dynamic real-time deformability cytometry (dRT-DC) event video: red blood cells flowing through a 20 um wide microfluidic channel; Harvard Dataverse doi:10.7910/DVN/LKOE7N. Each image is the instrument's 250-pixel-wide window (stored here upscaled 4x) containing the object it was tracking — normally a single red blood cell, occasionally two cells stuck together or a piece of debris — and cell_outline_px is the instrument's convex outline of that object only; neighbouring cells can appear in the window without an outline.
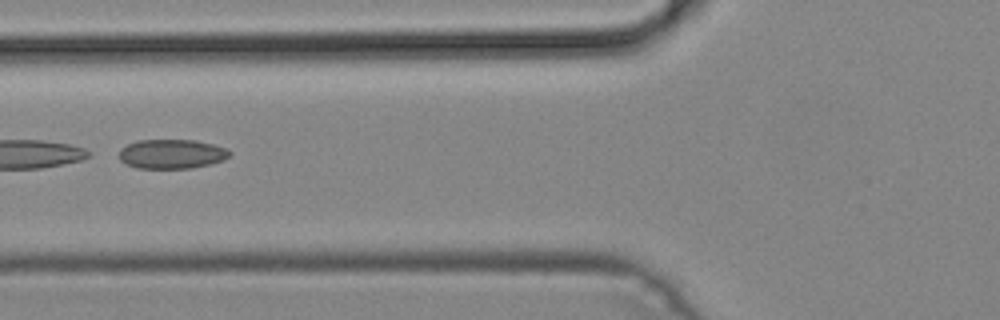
{"species": "common noctule bat (a hibernating species)", "species_latin": "Nyctalus noctula", "temperature_condition": "cold", "stored_images_in_passage": 41, "camera_frame_rate_fps": 3000, "um_per_image_px": 0.085, "animal": {"sex": "male", "body_mass_g": 19.2, "forearm_length_mm": 51.8}, "frame": {"image": 1, "passage_image": 12, "time_ms": 3.667, "image_size_px": [1000, 320], "cell_outline_px": [[232, 152], [224, 160], [192, 168], [136, 168], [120, 160], [120, 148], [136, 140], [196, 140], [228, 148]], "centroid_in_image_um": [14.61, 13.08], "position_along_channel_um": 111.2, "area_um2": 18.9}}
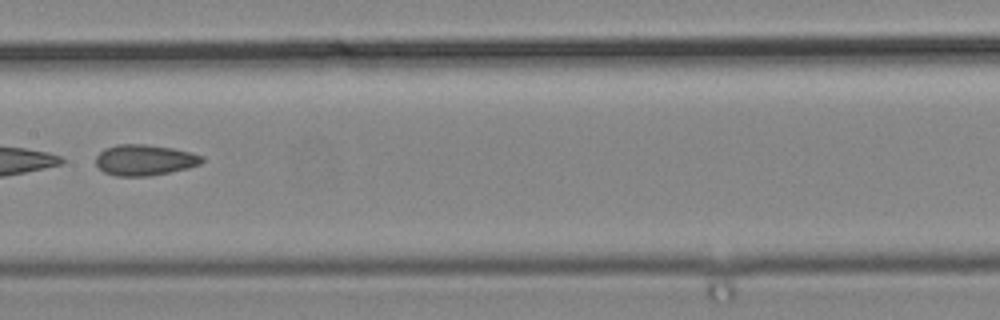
{"frame": {"image": 2, "passage_image": 18, "time_ms": 5.667, "image_size_px": [1000, 320], "cell_outline_px": [[204, 160], [200, 164], [188, 168], [148, 176], [116, 176], [104, 172], [96, 164], [96, 156], [104, 148], [116, 144], [144, 144], [172, 148], [192, 152], [204, 156]], "centroid_in_image_um": [12.29, 13.59], "position_along_channel_um": 195.1, "area_um2": 19.13}}